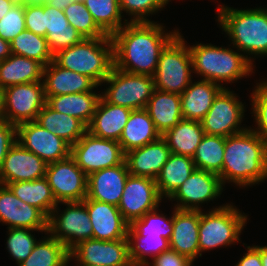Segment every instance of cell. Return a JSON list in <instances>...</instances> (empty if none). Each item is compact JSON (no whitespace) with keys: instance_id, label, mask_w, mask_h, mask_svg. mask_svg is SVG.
<instances>
[{"instance_id":"obj_1","label":"cell","mask_w":267,"mask_h":266,"mask_svg":"<svg viewBox=\"0 0 267 266\" xmlns=\"http://www.w3.org/2000/svg\"><path fill=\"white\" fill-rule=\"evenodd\" d=\"M163 26L150 22H126L111 38L114 67L128 73L155 74L161 51L179 33H164Z\"/></svg>"},{"instance_id":"obj_2","label":"cell","mask_w":267,"mask_h":266,"mask_svg":"<svg viewBox=\"0 0 267 266\" xmlns=\"http://www.w3.org/2000/svg\"><path fill=\"white\" fill-rule=\"evenodd\" d=\"M222 184L239 186L263 182L267 178V146L251 128L225 138Z\"/></svg>"},{"instance_id":"obj_3","label":"cell","mask_w":267,"mask_h":266,"mask_svg":"<svg viewBox=\"0 0 267 266\" xmlns=\"http://www.w3.org/2000/svg\"><path fill=\"white\" fill-rule=\"evenodd\" d=\"M54 61L65 69L91 78L99 86L114 67L113 40L111 36L83 38L79 43L59 50L54 54Z\"/></svg>"},{"instance_id":"obj_4","label":"cell","mask_w":267,"mask_h":266,"mask_svg":"<svg viewBox=\"0 0 267 266\" xmlns=\"http://www.w3.org/2000/svg\"><path fill=\"white\" fill-rule=\"evenodd\" d=\"M222 6L218 9V21L232 44L248 55H267V9Z\"/></svg>"},{"instance_id":"obj_5","label":"cell","mask_w":267,"mask_h":266,"mask_svg":"<svg viewBox=\"0 0 267 266\" xmlns=\"http://www.w3.org/2000/svg\"><path fill=\"white\" fill-rule=\"evenodd\" d=\"M192 66L203 80L233 82L253 72L252 60L232 49L216 47L211 44H197L189 47Z\"/></svg>"},{"instance_id":"obj_6","label":"cell","mask_w":267,"mask_h":266,"mask_svg":"<svg viewBox=\"0 0 267 266\" xmlns=\"http://www.w3.org/2000/svg\"><path fill=\"white\" fill-rule=\"evenodd\" d=\"M191 68L189 47L178 33L160 53L153 75L155 89L181 95L191 83Z\"/></svg>"},{"instance_id":"obj_7","label":"cell","mask_w":267,"mask_h":266,"mask_svg":"<svg viewBox=\"0 0 267 266\" xmlns=\"http://www.w3.org/2000/svg\"><path fill=\"white\" fill-rule=\"evenodd\" d=\"M247 216L232 205L213 208L203 214L200 210L199 251L227 246L239 241V235L245 226Z\"/></svg>"},{"instance_id":"obj_8","label":"cell","mask_w":267,"mask_h":266,"mask_svg":"<svg viewBox=\"0 0 267 266\" xmlns=\"http://www.w3.org/2000/svg\"><path fill=\"white\" fill-rule=\"evenodd\" d=\"M104 83H110L101 95L108 103L131 110L144 109L155 89L152 76L128 73L113 67Z\"/></svg>"},{"instance_id":"obj_9","label":"cell","mask_w":267,"mask_h":266,"mask_svg":"<svg viewBox=\"0 0 267 266\" xmlns=\"http://www.w3.org/2000/svg\"><path fill=\"white\" fill-rule=\"evenodd\" d=\"M45 104L43 82L12 85L3 89L0 119L16 126L35 121Z\"/></svg>"},{"instance_id":"obj_10","label":"cell","mask_w":267,"mask_h":266,"mask_svg":"<svg viewBox=\"0 0 267 266\" xmlns=\"http://www.w3.org/2000/svg\"><path fill=\"white\" fill-rule=\"evenodd\" d=\"M70 156L87 176L125 161L119 142L95 137L88 131L71 146Z\"/></svg>"},{"instance_id":"obj_11","label":"cell","mask_w":267,"mask_h":266,"mask_svg":"<svg viewBox=\"0 0 267 266\" xmlns=\"http://www.w3.org/2000/svg\"><path fill=\"white\" fill-rule=\"evenodd\" d=\"M68 207L57 216L55 210L48 218V233L62 242L70 251L79 242L93 238V228L85 199L79 202H64ZM57 216V217H56Z\"/></svg>"},{"instance_id":"obj_12","label":"cell","mask_w":267,"mask_h":266,"mask_svg":"<svg viewBox=\"0 0 267 266\" xmlns=\"http://www.w3.org/2000/svg\"><path fill=\"white\" fill-rule=\"evenodd\" d=\"M45 177L58 204L83 201L87 196L88 176L71 156L49 163Z\"/></svg>"},{"instance_id":"obj_13","label":"cell","mask_w":267,"mask_h":266,"mask_svg":"<svg viewBox=\"0 0 267 266\" xmlns=\"http://www.w3.org/2000/svg\"><path fill=\"white\" fill-rule=\"evenodd\" d=\"M244 106L236 95L223 88L214 98L208 113L201 120L205 134L228 137L247 128H239L244 117Z\"/></svg>"},{"instance_id":"obj_14","label":"cell","mask_w":267,"mask_h":266,"mask_svg":"<svg viewBox=\"0 0 267 266\" xmlns=\"http://www.w3.org/2000/svg\"><path fill=\"white\" fill-rule=\"evenodd\" d=\"M69 257L76 258L81 266H132L127 238L111 241L90 238L74 246Z\"/></svg>"},{"instance_id":"obj_15","label":"cell","mask_w":267,"mask_h":266,"mask_svg":"<svg viewBox=\"0 0 267 266\" xmlns=\"http://www.w3.org/2000/svg\"><path fill=\"white\" fill-rule=\"evenodd\" d=\"M161 199L155 179L129 174L118 209L130 225L146 213L156 210Z\"/></svg>"},{"instance_id":"obj_16","label":"cell","mask_w":267,"mask_h":266,"mask_svg":"<svg viewBox=\"0 0 267 266\" xmlns=\"http://www.w3.org/2000/svg\"><path fill=\"white\" fill-rule=\"evenodd\" d=\"M16 136H18L17 142L47 164L64 160L70 156L71 146L35 121L17 125Z\"/></svg>"},{"instance_id":"obj_17","label":"cell","mask_w":267,"mask_h":266,"mask_svg":"<svg viewBox=\"0 0 267 266\" xmlns=\"http://www.w3.org/2000/svg\"><path fill=\"white\" fill-rule=\"evenodd\" d=\"M222 185L219 175L195 168L169 199L180 201L176 209L200 210L199 203L213 200L221 195Z\"/></svg>"},{"instance_id":"obj_18","label":"cell","mask_w":267,"mask_h":266,"mask_svg":"<svg viewBox=\"0 0 267 266\" xmlns=\"http://www.w3.org/2000/svg\"><path fill=\"white\" fill-rule=\"evenodd\" d=\"M47 163L33 152L15 142L9 149L0 168V184L33 181L45 177Z\"/></svg>"},{"instance_id":"obj_19","label":"cell","mask_w":267,"mask_h":266,"mask_svg":"<svg viewBox=\"0 0 267 266\" xmlns=\"http://www.w3.org/2000/svg\"><path fill=\"white\" fill-rule=\"evenodd\" d=\"M9 228H28L48 232V217L38 208L18 197L5 185L0 184V222Z\"/></svg>"},{"instance_id":"obj_20","label":"cell","mask_w":267,"mask_h":266,"mask_svg":"<svg viewBox=\"0 0 267 266\" xmlns=\"http://www.w3.org/2000/svg\"><path fill=\"white\" fill-rule=\"evenodd\" d=\"M129 174L126 161L89 174L85 199L118 206Z\"/></svg>"},{"instance_id":"obj_21","label":"cell","mask_w":267,"mask_h":266,"mask_svg":"<svg viewBox=\"0 0 267 266\" xmlns=\"http://www.w3.org/2000/svg\"><path fill=\"white\" fill-rule=\"evenodd\" d=\"M93 228V238L111 241L127 238L129 224L124 220L118 206L85 199Z\"/></svg>"},{"instance_id":"obj_22","label":"cell","mask_w":267,"mask_h":266,"mask_svg":"<svg viewBox=\"0 0 267 266\" xmlns=\"http://www.w3.org/2000/svg\"><path fill=\"white\" fill-rule=\"evenodd\" d=\"M170 154L167 142L160 136L143 147L125 153V161L130 175L156 179Z\"/></svg>"},{"instance_id":"obj_23","label":"cell","mask_w":267,"mask_h":266,"mask_svg":"<svg viewBox=\"0 0 267 266\" xmlns=\"http://www.w3.org/2000/svg\"><path fill=\"white\" fill-rule=\"evenodd\" d=\"M200 210H181L174 208L173 232L169 240L170 248L185 255L192 261L199 251Z\"/></svg>"},{"instance_id":"obj_24","label":"cell","mask_w":267,"mask_h":266,"mask_svg":"<svg viewBox=\"0 0 267 266\" xmlns=\"http://www.w3.org/2000/svg\"><path fill=\"white\" fill-rule=\"evenodd\" d=\"M45 98L92 91L98 85L89 77L59 66L54 60L43 68Z\"/></svg>"},{"instance_id":"obj_25","label":"cell","mask_w":267,"mask_h":266,"mask_svg":"<svg viewBox=\"0 0 267 266\" xmlns=\"http://www.w3.org/2000/svg\"><path fill=\"white\" fill-rule=\"evenodd\" d=\"M131 109L108 103L102 96L87 131L95 137L119 142Z\"/></svg>"},{"instance_id":"obj_26","label":"cell","mask_w":267,"mask_h":266,"mask_svg":"<svg viewBox=\"0 0 267 266\" xmlns=\"http://www.w3.org/2000/svg\"><path fill=\"white\" fill-rule=\"evenodd\" d=\"M221 84L201 80L185 89L180 95L182 116L184 119L201 121L212 106L214 98L223 89Z\"/></svg>"},{"instance_id":"obj_27","label":"cell","mask_w":267,"mask_h":266,"mask_svg":"<svg viewBox=\"0 0 267 266\" xmlns=\"http://www.w3.org/2000/svg\"><path fill=\"white\" fill-rule=\"evenodd\" d=\"M145 109L161 136L183 119L180 95L176 93L154 89Z\"/></svg>"},{"instance_id":"obj_28","label":"cell","mask_w":267,"mask_h":266,"mask_svg":"<svg viewBox=\"0 0 267 266\" xmlns=\"http://www.w3.org/2000/svg\"><path fill=\"white\" fill-rule=\"evenodd\" d=\"M44 28L46 39L51 52L56 54L59 50L79 43L84 37L69 24L64 11L44 4Z\"/></svg>"},{"instance_id":"obj_29","label":"cell","mask_w":267,"mask_h":266,"mask_svg":"<svg viewBox=\"0 0 267 266\" xmlns=\"http://www.w3.org/2000/svg\"><path fill=\"white\" fill-rule=\"evenodd\" d=\"M101 94L93 91L73 93L57 96H47L46 104L59 113H64L76 117L86 126L92 120Z\"/></svg>"},{"instance_id":"obj_30","label":"cell","mask_w":267,"mask_h":266,"mask_svg":"<svg viewBox=\"0 0 267 266\" xmlns=\"http://www.w3.org/2000/svg\"><path fill=\"white\" fill-rule=\"evenodd\" d=\"M160 136L147 110L136 109L131 111L119 143L123 152L127 153L157 140Z\"/></svg>"},{"instance_id":"obj_31","label":"cell","mask_w":267,"mask_h":266,"mask_svg":"<svg viewBox=\"0 0 267 266\" xmlns=\"http://www.w3.org/2000/svg\"><path fill=\"white\" fill-rule=\"evenodd\" d=\"M43 68L44 66L34 59L11 54L0 61V86L5 89L12 85L41 81Z\"/></svg>"},{"instance_id":"obj_32","label":"cell","mask_w":267,"mask_h":266,"mask_svg":"<svg viewBox=\"0 0 267 266\" xmlns=\"http://www.w3.org/2000/svg\"><path fill=\"white\" fill-rule=\"evenodd\" d=\"M35 122L62 138L70 146L74 145L87 132V126L82 121L54 111L47 104L38 113Z\"/></svg>"},{"instance_id":"obj_33","label":"cell","mask_w":267,"mask_h":266,"mask_svg":"<svg viewBox=\"0 0 267 266\" xmlns=\"http://www.w3.org/2000/svg\"><path fill=\"white\" fill-rule=\"evenodd\" d=\"M21 201L40 209L48 218L58 203L46 177L33 181H20L6 185Z\"/></svg>"},{"instance_id":"obj_34","label":"cell","mask_w":267,"mask_h":266,"mask_svg":"<svg viewBox=\"0 0 267 266\" xmlns=\"http://www.w3.org/2000/svg\"><path fill=\"white\" fill-rule=\"evenodd\" d=\"M204 135L201 121L183 118L162 137L171 153L192 158Z\"/></svg>"},{"instance_id":"obj_35","label":"cell","mask_w":267,"mask_h":266,"mask_svg":"<svg viewBox=\"0 0 267 266\" xmlns=\"http://www.w3.org/2000/svg\"><path fill=\"white\" fill-rule=\"evenodd\" d=\"M194 161L189 156L171 153L155 179L161 198H170L194 171Z\"/></svg>"},{"instance_id":"obj_36","label":"cell","mask_w":267,"mask_h":266,"mask_svg":"<svg viewBox=\"0 0 267 266\" xmlns=\"http://www.w3.org/2000/svg\"><path fill=\"white\" fill-rule=\"evenodd\" d=\"M69 250L52 236L35 244L31 254L19 266H67Z\"/></svg>"},{"instance_id":"obj_37","label":"cell","mask_w":267,"mask_h":266,"mask_svg":"<svg viewBox=\"0 0 267 266\" xmlns=\"http://www.w3.org/2000/svg\"><path fill=\"white\" fill-rule=\"evenodd\" d=\"M225 137L205 134L192 159L196 169L219 175L222 172Z\"/></svg>"},{"instance_id":"obj_38","label":"cell","mask_w":267,"mask_h":266,"mask_svg":"<svg viewBox=\"0 0 267 266\" xmlns=\"http://www.w3.org/2000/svg\"><path fill=\"white\" fill-rule=\"evenodd\" d=\"M11 53L40 62L44 67L54 60L46 37L31 31L20 32L11 42Z\"/></svg>"},{"instance_id":"obj_39","label":"cell","mask_w":267,"mask_h":266,"mask_svg":"<svg viewBox=\"0 0 267 266\" xmlns=\"http://www.w3.org/2000/svg\"><path fill=\"white\" fill-rule=\"evenodd\" d=\"M83 2L94 22L106 35L112 36L123 27L119 0H84Z\"/></svg>"},{"instance_id":"obj_40","label":"cell","mask_w":267,"mask_h":266,"mask_svg":"<svg viewBox=\"0 0 267 266\" xmlns=\"http://www.w3.org/2000/svg\"><path fill=\"white\" fill-rule=\"evenodd\" d=\"M127 239L132 266H147L150 264L147 255L155 257L170 248L169 240L162 236H127Z\"/></svg>"},{"instance_id":"obj_41","label":"cell","mask_w":267,"mask_h":266,"mask_svg":"<svg viewBox=\"0 0 267 266\" xmlns=\"http://www.w3.org/2000/svg\"><path fill=\"white\" fill-rule=\"evenodd\" d=\"M173 232V215L171 218L161 216L156 210L146 213L134 220L128 227L127 236H162L170 240Z\"/></svg>"},{"instance_id":"obj_42","label":"cell","mask_w":267,"mask_h":266,"mask_svg":"<svg viewBox=\"0 0 267 266\" xmlns=\"http://www.w3.org/2000/svg\"><path fill=\"white\" fill-rule=\"evenodd\" d=\"M64 14L69 24L84 38L109 37V35H106L94 22L91 13L85 7L84 2H73L64 9Z\"/></svg>"},{"instance_id":"obj_43","label":"cell","mask_w":267,"mask_h":266,"mask_svg":"<svg viewBox=\"0 0 267 266\" xmlns=\"http://www.w3.org/2000/svg\"><path fill=\"white\" fill-rule=\"evenodd\" d=\"M7 248L10 255L16 259L18 265L26 260L38 242L28 228H9Z\"/></svg>"},{"instance_id":"obj_44","label":"cell","mask_w":267,"mask_h":266,"mask_svg":"<svg viewBox=\"0 0 267 266\" xmlns=\"http://www.w3.org/2000/svg\"><path fill=\"white\" fill-rule=\"evenodd\" d=\"M24 30H26L24 4L18 1L0 20V37L11 42Z\"/></svg>"},{"instance_id":"obj_45","label":"cell","mask_w":267,"mask_h":266,"mask_svg":"<svg viewBox=\"0 0 267 266\" xmlns=\"http://www.w3.org/2000/svg\"><path fill=\"white\" fill-rule=\"evenodd\" d=\"M169 0H119L121 13L125 11L133 15L131 22H150L146 15H150L160 10Z\"/></svg>"},{"instance_id":"obj_46","label":"cell","mask_w":267,"mask_h":266,"mask_svg":"<svg viewBox=\"0 0 267 266\" xmlns=\"http://www.w3.org/2000/svg\"><path fill=\"white\" fill-rule=\"evenodd\" d=\"M251 95L253 114L255 115L258 129H252L257 133L267 146V81L257 84Z\"/></svg>"},{"instance_id":"obj_47","label":"cell","mask_w":267,"mask_h":266,"mask_svg":"<svg viewBox=\"0 0 267 266\" xmlns=\"http://www.w3.org/2000/svg\"><path fill=\"white\" fill-rule=\"evenodd\" d=\"M24 18L26 30L46 37V28H44V5L24 4Z\"/></svg>"},{"instance_id":"obj_48","label":"cell","mask_w":267,"mask_h":266,"mask_svg":"<svg viewBox=\"0 0 267 266\" xmlns=\"http://www.w3.org/2000/svg\"><path fill=\"white\" fill-rule=\"evenodd\" d=\"M16 125L0 119V168L11 146L16 142Z\"/></svg>"},{"instance_id":"obj_49","label":"cell","mask_w":267,"mask_h":266,"mask_svg":"<svg viewBox=\"0 0 267 266\" xmlns=\"http://www.w3.org/2000/svg\"><path fill=\"white\" fill-rule=\"evenodd\" d=\"M153 266H192V260L169 248L160 255L153 257Z\"/></svg>"},{"instance_id":"obj_50","label":"cell","mask_w":267,"mask_h":266,"mask_svg":"<svg viewBox=\"0 0 267 266\" xmlns=\"http://www.w3.org/2000/svg\"><path fill=\"white\" fill-rule=\"evenodd\" d=\"M247 249V253L238 261L236 266H262L260 246H248Z\"/></svg>"},{"instance_id":"obj_51","label":"cell","mask_w":267,"mask_h":266,"mask_svg":"<svg viewBox=\"0 0 267 266\" xmlns=\"http://www.w3.org/2000/svg\"><path fill=\"white\" fill-rule=\"evenodd\" d=\"M76 1L77 0H47L46 4L48 6L57 8L58 10L64 11L65 8H67L69 5Z\"/></svg>"},{"instance_id":"obj_52","label":"cell","mask_w":267,"mask_h":266,"mask_svg":"<svg viewBox=\"0 0 267 266\" xmlns=\"http://www.w3.org/2000/svg\"><path fill=\"white\" fill-rule=\"evenodd\" d=\"M10 42L3 40L0 37V61L5 60L11 55Z\"/></svg>"},{"instance_id":"obj_53","label":"cell","mask_w":267,"mask_h":266,"mask_svg":"<svg viewBox=\"0 0 267 266\" xmlns=\"http://www.w3.org/2000/svg\"><path fill=\"white\" fill-rule=\"evenodd\" d=\"M17 2L16 0H0V20Z\"/></svg>"},{"instance_id":"obj_54","label":"cell","mask_w":267,"mask_h":266,"mask_svg":"<svg viewBox=\"0 0 267 266\" xmlns=\"http://www.w3.org/2000/svg\"><path fill=\"white\" fill-rule=\"evenodd\" d=\"M260 258H261L262 266H267V246L260 247Z\"/></svg>"},{"instance_id":"obj_55","label":"cell","mask_w":267,"mask_h":266,"mask_svg":"<svg viewBox=\"0 0 267 266\" xmlns=\"http://www.w3.org/2000/svg\"><path fill=\"white\" fill-rule=\"evenodd\" d=\"M47 0H20L22 4L44 5Z\"/></svg>"},{"instance_id":"obj_56","label":"cell","mask_w":267,"mask_h":266,"mask_svg":"<svg viewBox=\"0 0 267 266\" xmlns=\"http://www.w3.org/2000/svg\"><path fill=\"white\" fill-rule=\"evenodd\" d=\"M2 101H3V88L0 86V116L2 111Z\"/></svg>"}]
</instances>
